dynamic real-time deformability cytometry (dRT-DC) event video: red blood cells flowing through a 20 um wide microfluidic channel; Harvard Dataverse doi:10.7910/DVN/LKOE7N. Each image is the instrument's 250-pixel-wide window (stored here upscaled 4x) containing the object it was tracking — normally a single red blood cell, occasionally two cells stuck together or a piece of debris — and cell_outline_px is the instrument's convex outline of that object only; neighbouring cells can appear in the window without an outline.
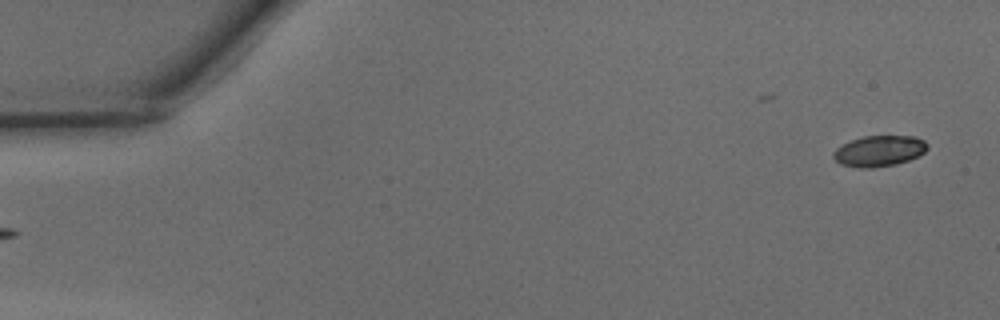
{"species": "common noctule bat (a hibernating species)", "species_latin": "Nyctalus noctula", "temperature_condition": "warm", "stored_images_in_passage": 4, "camera_frame_rate_fps": 3000, "um_per_image_px": 0.085, "animal": {"sex": "male", "body_mass_g": 15.6}, "frame": {"image": 1, "passage_image": 1, "time_ms": 0.0, "image_size_px": [1000, 320], "cell_outline_px": [[928, 148], [924, 152], [908, 160], [896, 164], [872, 168], [860, 168], [840, 164], [832, 156], [832, 152], [836, 148], [852, 140], [864, 136], [916, 136], [924, 140], [928, 144]], "centroid_in_image_um": [74.73, 12.83], "position_along_channel_um": 10.3, "area_um2": 16.88}}